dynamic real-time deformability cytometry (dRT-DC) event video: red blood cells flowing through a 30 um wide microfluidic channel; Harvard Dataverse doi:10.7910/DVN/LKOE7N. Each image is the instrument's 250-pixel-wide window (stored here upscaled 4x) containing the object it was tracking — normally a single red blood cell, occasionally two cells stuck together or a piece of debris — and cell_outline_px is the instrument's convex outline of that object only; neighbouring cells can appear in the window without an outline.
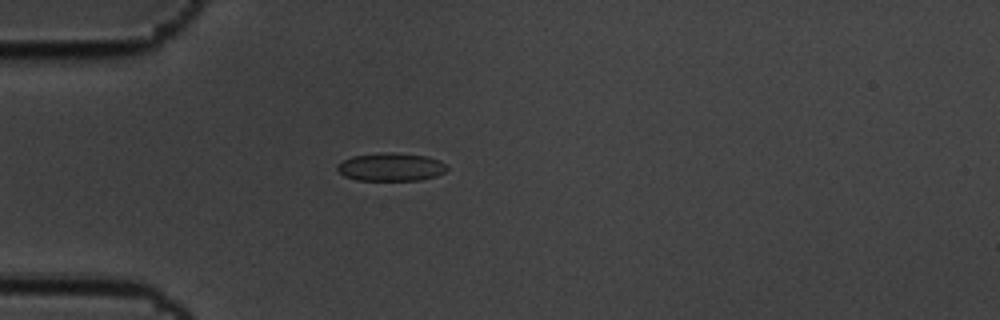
{"species": "common noctule bat (a hibernating species)", "species_latin": "Nyctalus noctula", "temperature_condition": "cold", "stored_images_in_passage": 42, "camera_frame_rate_fps": 3000, "um_per_image_px": 0.085, "animal": {"sex": "male", "body_mass_g": 19.5, "forearm_length_mm": 54.6}, "frame": {"image": 1, "passage_image": 1, "time_ms": 0.0, "image_size_px": [1000, 320], "cell_outline_px": [[448, 168], [444, 172], [436, 176], [420, 180], [356, 180], [344, 176], [336, 168], [336, 164], [352, 156], [384, 152], [392, 152], [428, 156], [440, 160]], "centroid_in_image_um": [33.22, 14.19], "position_along_channel_um": 51.8, "area_um2": 18.03}}
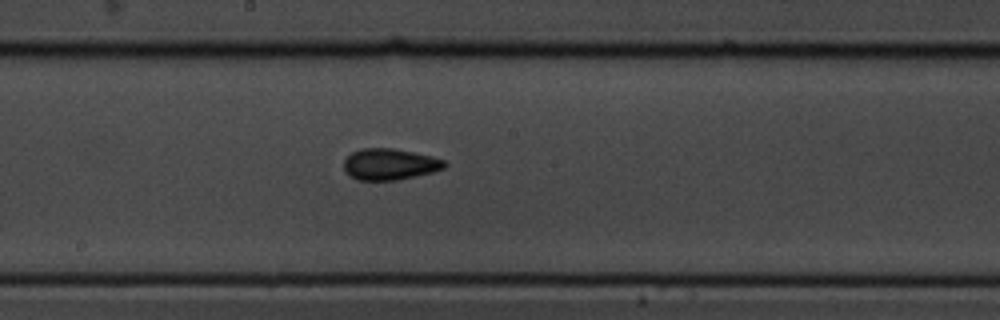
{"frame": {"image": 2, "passage_image": 16, "time_ms": 5.0, "image_size_px": [1000, 320], "cell_outline_px": [[448, 164], [444, 168], [432, 172], [396, 180], [356, 180], [348, 176], [344, 172], [344, 160], [352, 152], [360, 148], [392, 148], [432, 156], [444, 160]], "centroid_in_image_um": [33.09, 13.96], "position_along_channel_um": 215.1, "area_um2": 18.44}}
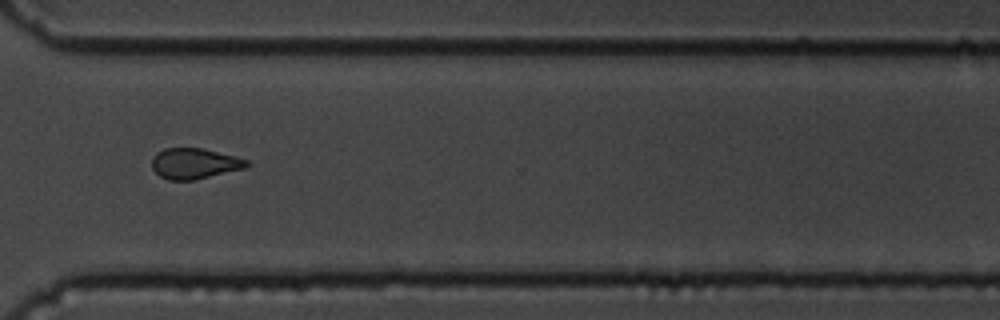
{"frame": {"image": 3, "passage_image": 28, "time_ms": 9.0, "image_size_px": [1000, 320], "cell_outline_px": [[252, 164], [244, 168], [192, 180], [168, 180], [160, 176], [152, 168], [152, 156], [156, 152], [164, 148], [200, 148], [236, 156], [248, 160]], "centroid_in_image_um": [16.51, 13.89], "position_along_channel_um": 354.1, "area_um2": 16.88}, "authors_computed_cell_mechanics": {"area_um2": 17.3978, "velocity_mm_per_s": 3.4796, "shape_relaxation_time_tau1_ms": 4.1763, "shape_relaxation_time_tau2_ms": 3.9663, "deformation_change_tau1": 0.0789, "deformation_change_tau2": 0.0994}}